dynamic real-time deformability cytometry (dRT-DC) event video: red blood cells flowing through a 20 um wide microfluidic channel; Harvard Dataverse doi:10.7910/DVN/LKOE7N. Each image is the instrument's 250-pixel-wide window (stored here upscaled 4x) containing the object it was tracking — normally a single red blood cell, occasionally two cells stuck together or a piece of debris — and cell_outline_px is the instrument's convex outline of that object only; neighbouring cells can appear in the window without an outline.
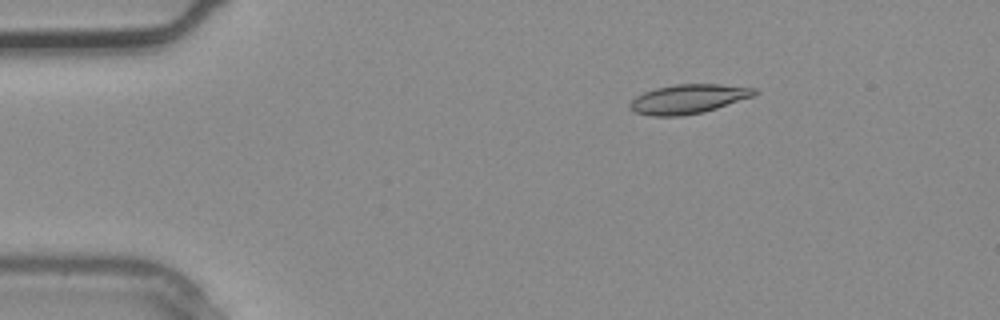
{"species": "common noctule bat (a hibernating species)", "species_latin": "Nyctalus noctula", "temperature_condition": "warm", "stored_images_in_passage": 2, "camera_frame_rate_fps": 3000, "um_per_image_px": 0.085, "animal": {"sex": "male", "body_mass_g": 20.4}, "frame": {"image": 1, "passage_image": 1, "time_ms": 0.0, "image_size_px": [1000, 320], "cell_outline_px": [[760, 92], [752, 96], [704, 112], [680, 116], [652, 116], [636, 112], [628, 108], [628, 104], [636, 96], [644, 92], [656, 88], [676, 84], [720, 84], [756, 88]], "centroid_in_image_um": [58.49, 8.41], "position_along_channel_um": 26.5, "area_um2": 21.15}}